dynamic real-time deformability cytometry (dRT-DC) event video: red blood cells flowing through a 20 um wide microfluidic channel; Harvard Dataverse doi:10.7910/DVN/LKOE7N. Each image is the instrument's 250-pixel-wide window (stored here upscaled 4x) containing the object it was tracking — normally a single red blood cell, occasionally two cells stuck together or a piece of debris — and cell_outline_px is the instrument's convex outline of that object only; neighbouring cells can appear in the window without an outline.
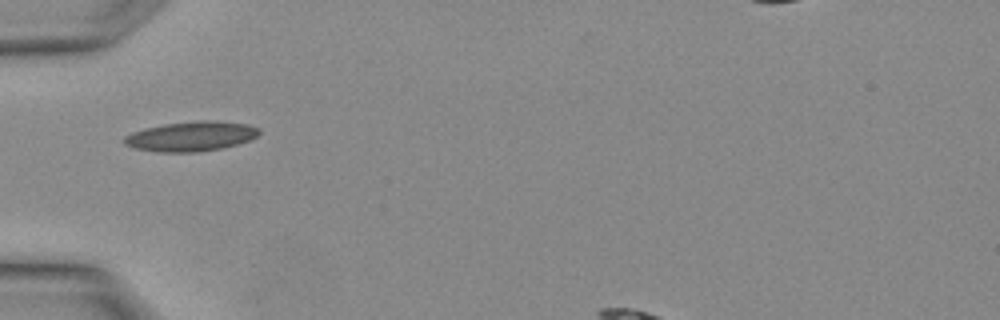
{"species": "Egyptian fruit bat (a non-hibernating species)", "species_latin": "Rousettus aegyptiacus", "temperature_condition": "warm", "stored_images_in_passage": 3, "segment_of_instrument_passage": [1, 2], "camera_frame_rate_fps": 3000, "um_per_image_px": 0.085, "animal": {"sex": "female"}, "frame": {"image": 1, "passage_image": 2, "time_ms": 0.333, "image_size_px": [1000, 320], "cell_outline_px": [[260, 132], [256, 136], [248, 140], [224, 148], [196, 152], [156, 152], [132, 148], [124, 144], [124, 136], [132, 132], [144, 128], [164, 124], [200, 120], [212, 120], [248, 124], [260, 128]], "centroid_in_image_um": [16.21, 11.59], "position_along_channel_um": 68.8, "area_um2": 23.52}}